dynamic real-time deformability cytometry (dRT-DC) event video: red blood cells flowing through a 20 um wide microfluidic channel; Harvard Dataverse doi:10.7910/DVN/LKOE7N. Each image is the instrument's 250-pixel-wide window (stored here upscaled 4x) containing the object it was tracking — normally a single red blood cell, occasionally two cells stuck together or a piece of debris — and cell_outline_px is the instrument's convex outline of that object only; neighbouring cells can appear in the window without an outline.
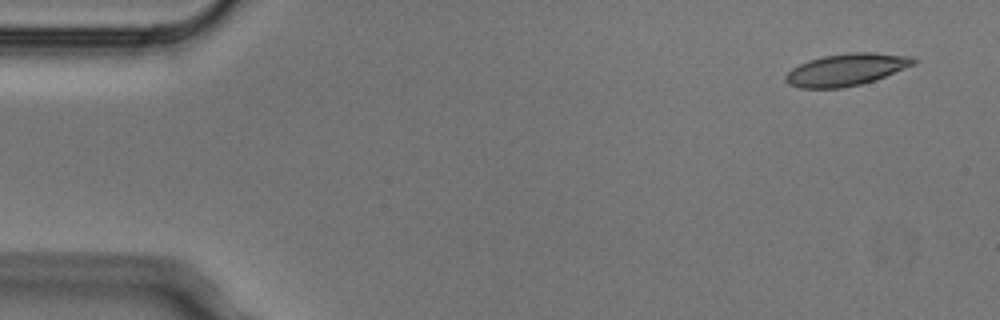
{"species": "Egyptian fruit bat (a non-hibernating species)", "species_latin": "Rousettus aegyptiacus", "temperature_condition": "cold", "stored_images_in_passage": 4, "camera_frame_rate_fps": 3000, "um_per_image_px": 0.085, "animal": {"sex": "male"}, "frame": {"image": 1, "passage_image": 1, "time_ms": 0.0, "image_size_px": [1000, 320], "cell_outline_px": [[920, 60], [916, 64], [884, 76], [860, 84], [840, 88], [800, 88], [788, 84], [784, 80], [784, 76], [792, 68], [808, 60], [824, 56], [848, 52], [872, 52], [912, 56]], "centroid_in_image_um": [71.94, 5.9], "position_along_channel_um": 13.1, "area_um2": 23.93}}
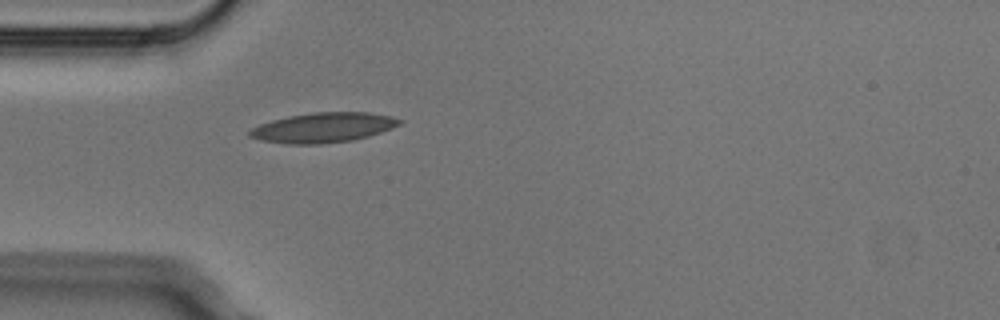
{"frame": {"image": 2, "passage_image": 4, "time_ms": 1.0, "image_size_px": [1000, 320], "cell_outline_px": [[404, 120], [400, 124], [392, 128], [368, 136], [352, 140], [320, 144], [288, 144], [260, 140], [248, 136], [248, 132], [252, 128], [260, 124], [272, 120], [288, 116], [312, 112], [368, 112], [392, 116]], "centroid_in_image_um": [27.47, 10.84], "position_along_channel_um": 57.5, "area_um2": 26.13}}